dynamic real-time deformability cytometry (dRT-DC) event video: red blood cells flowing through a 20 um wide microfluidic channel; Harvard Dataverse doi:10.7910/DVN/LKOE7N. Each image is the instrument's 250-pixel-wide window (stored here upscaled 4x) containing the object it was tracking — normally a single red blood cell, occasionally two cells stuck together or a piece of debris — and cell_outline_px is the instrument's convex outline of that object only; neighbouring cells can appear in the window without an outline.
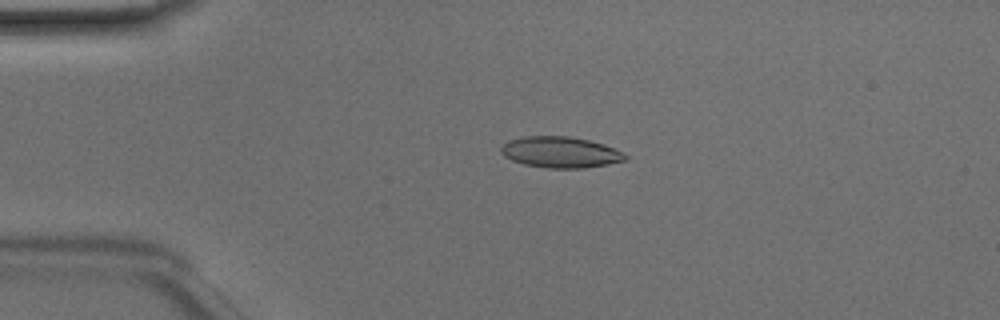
{"species": "Egyptian fruit bat (a non-hibernating species)", "species_latin": "Rousettus aegyptiacus", "temperature_condition": "room temperature", "stored_images_in_passage": 48, "camera_frame_rate_fps": 3000, "um_per_image_px": 0.085, "animal": {"sex": "male"}, "frame": {"image": 1, "passage_image": 10, "time_ms": 3.0, "image_size_px": [1000, 320], "cell_outline_px": [[628, 156], [624, 160], [608, 164], [584, 168], [548, 168], [524, 164], [512, 160], [504, 156], [500, 152], [500, 148], [508, 140], [524, 136], [568, 136], [588, 140], [604, 144], [624, 152]], "centroid_in_image_um": [47.63, 12.93], "position_along_channel_um": 37.4, "area_um2": 22.48}}
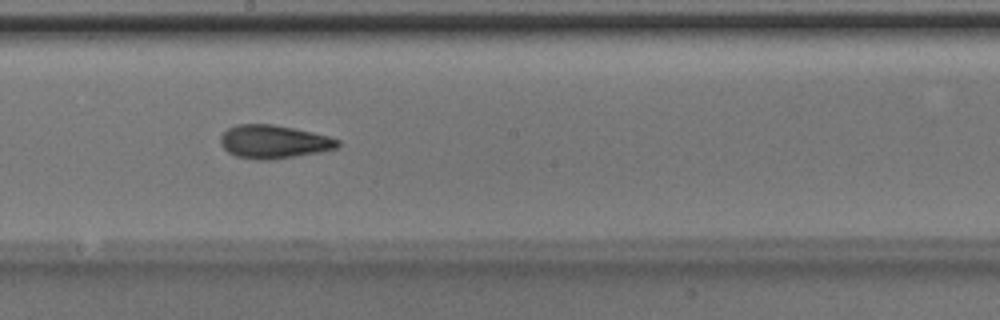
{"frame": {"image": 2, "passage_image": 26, "time_ms": 8.333, "image_size_px": [1000, 320], "cell_outline_px": [[340, 144], [336, 148], [320, 152], [268, 160], [256, 160], [236, 156], [228, 152], [220, 144], [220, 136], [228, 128], [236, 124], [272, 124], [312, 132], [328, 136], [340, 140]], "centroid_in_image_um": [23.24, 12.05], "position_along_channel_um": 225.0, "area_um2": 22.72}}
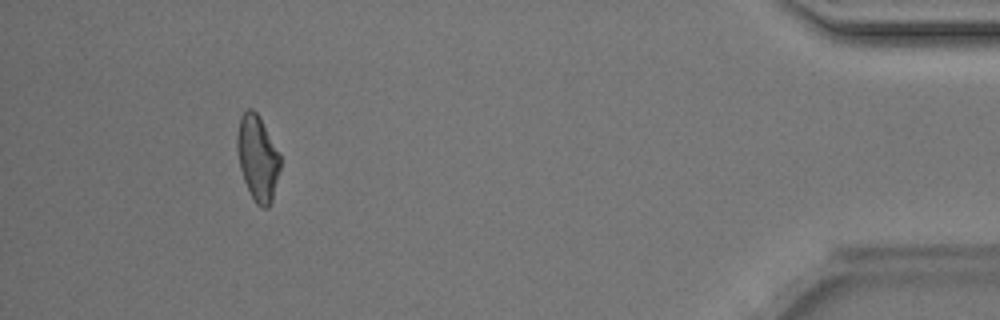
{"frame": {"image": 3, "passage_image": 44, "time_ms": 14.333, "image_size_px": [1000, 320], "cell_outline_px": [[280, 168], [272, 200], [268, 208], [264, 208], [256, 204], [244, 180], [240, 168], [236, 148], [236, 136], [240, 116], [248, 108], [252, 108], [256, 112], [280, 152]], "centroid_in_image_um": [21.89, 13.41], "position_along_channel_um": 413.3, "area_um2": 21.39}, "authors_computed_cell_mechanics": {"area_um2": 22.0218, "velocity_mm_per_s": 4.1667, "shape_relaxation_time_tau1_ms": 3.4607, "shape_relaxation_time_tau2_ms": 2.0741, "deformation_change_tau1": 0.1478, "deformation_change_tau2": 0.0786}}